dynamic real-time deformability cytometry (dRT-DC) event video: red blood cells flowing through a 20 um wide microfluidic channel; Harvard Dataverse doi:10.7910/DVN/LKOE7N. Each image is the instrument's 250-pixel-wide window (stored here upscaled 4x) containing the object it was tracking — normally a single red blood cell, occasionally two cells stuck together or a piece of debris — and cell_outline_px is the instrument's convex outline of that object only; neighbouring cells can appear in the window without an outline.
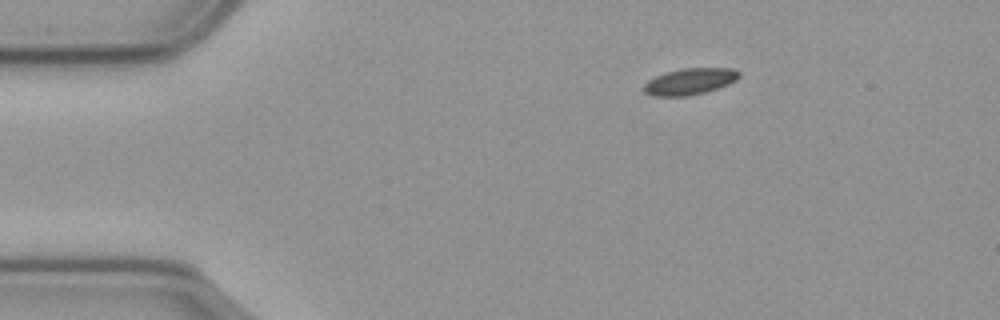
{"species": "common noctule bat (a hibernating species)", "species_latin": "Nyctalus noctula", "temperature_condition": "cold", "stored_images_in_passage": 49, "camera_frame_rate_fps": 3000, "um_per_image_px": 0.085, "animal": {"sex": "male", "body_mass_g": 23.1, "forearm_length_mm": 52.7}, "frame": {"image": 1, "passage_image": 1, "time_ms": 0.0, "image_size_px": [1000, 320], "cell_outline_px": [[740, 76], [736, 80], [728, 84], [704, 92], [688, 96], [652, 96], [644, 92], [644, 84], [648, 80], [656, 76], [680, 68], [732, 68], [740, 72]], "centroid_in_image_um": [58.63, 6.92], "position_along_channel_um": 26.4, "area_um2": 14.57}}
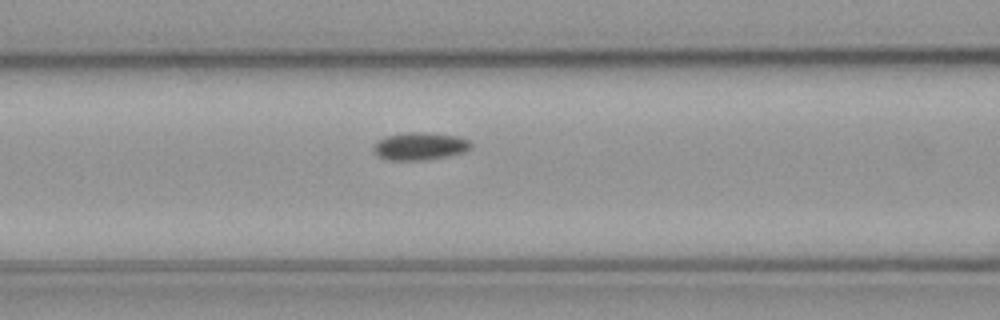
{"frame": {"image": 2, "passage_image": 15, "time_ms": 4.667, "image_size_px": [1000, 320], "cell_outline_px": [[472, 148], [464, 152], [448, 156], [424, 160], [388, 160], [376, 156], [372, 152], [372, 144], [376, 140], [388, 136], [404, 132], [420, 132], [456, 136], [468, 140], [472, 144]], "centroid_in_image_um": [35.62, 12.44], "position_along_channel_um": 131.0, "area_um2": 15.9}}
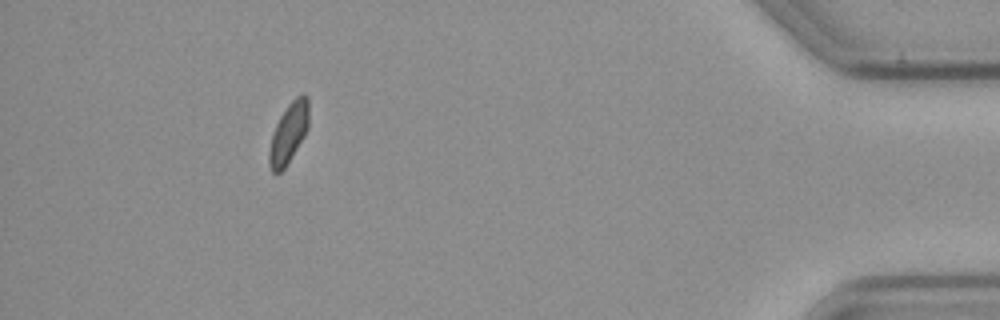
{"frame": {"image": 3, "passage_image": 44, "time_ms": 14.333, "image_size_px": [1000, 320], "cell_outline_px": [[308, 128], [304, 136], [284, 168], [276, 176], [272, 172], [268, 164], [268, 152], [272, 132], [280, 116], [288, 104], [296, 96], [304, 92], [308, 96]], "centroid_in_image_um": [24.51, 11.31], "position_along_channel_um": 410.7, "area_um2": 14.05}, "authors_computed_cell_mechanics": {"area_um2": 14.7968, "velocity_mm_per_s": 3.5658, "shape_relaxation_time_tau1_ms": null, "shape_relaxation_time_tau2_ms": 7.0703, "deformation_change_tau1": null, "deformation_change_tau2": 0.0911}}